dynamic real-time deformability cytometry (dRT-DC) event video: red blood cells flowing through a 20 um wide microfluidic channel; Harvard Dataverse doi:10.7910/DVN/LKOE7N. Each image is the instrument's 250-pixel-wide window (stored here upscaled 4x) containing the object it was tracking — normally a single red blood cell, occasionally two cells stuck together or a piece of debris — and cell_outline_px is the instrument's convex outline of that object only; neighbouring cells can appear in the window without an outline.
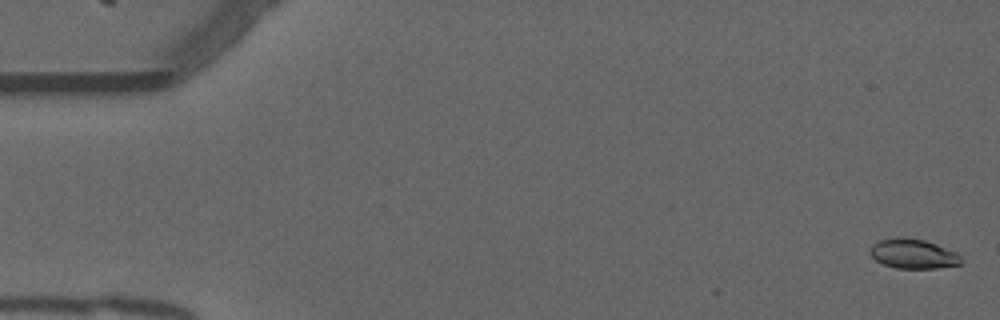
{"species": "common noctule bat (a hibernating species)", "species_latin": "Nyctalus noctula", "temperature_condition": "warm", "stored_images_in_passage": 6, "camera_frame_rate_fps": 3000, "um_per_image_px": 0.085, "animal": {"sex": "male", "forearm_length_mm": 52.5}, "frame": {"image": 1, "passage_image": 2, "time_ms": 0.333, "image_size_px": [1000, 320], "cell_outline_px": [[964, 260], [960, 264], [936, 268], [896, 268], [884, 264], [876, 260], [868, 252], [872, 244], [880, 240], [896, 236], [924, 240], [936, 244], [956, 252]], "centroid_in_image_um": [77.6, 21.56], "position_along_channel_um": 7.4, "area_um2": 15.72}}